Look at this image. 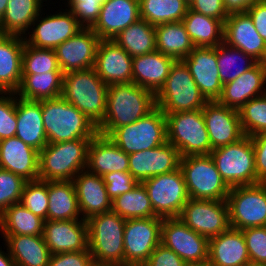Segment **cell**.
Instances as JSON below:
<instances>
[{"label": "cell", "instance_id": "cell-1", "mask_svg": "<svg viewBox=\"0 0 266 266\" xmlns=\"http://www.w3.org/2000/svg\"><path fill=\"white\" fill-rule=\"evenodd\" d=\"M156 107L155 94L133 82L108 86L107 108L98 133L107 135L112 129L136 122Z\"/></svg>", "mask_w": 266, "mask_h": 266}, {"label": "cell", "instance_id": "cell-2", "mask_svg": "<svg viewBox=\"0 0 266 266\" xmlns=\"http://www.w3.org/2000/svg\"><path fill=\"white\" fill-rule=\"evenodd\" d=\"M40 102L48 144L92 139L98 133L97 126L62 96Z\"/></svg>", "mask_w": 266, "mask_h": 266}, {"label": "cell", "instance_id": "cell-3", "mask_svg": "<svg viewBox=\"0 0 266 266\" xmlns=\"http://www.w3.org/2000/svg\"><path fill=\"white\" fill-rule=\"evenodd\" d=\"M107 91L108 86L99 78L94 67L63 74L61 96L97 127L106 113Z\"/></svg>", "mask_w": 266, "mask_h": 266}, {"label": "cell", "instance_id": "cell-4", "mask_svg": "<svg viewBox=\"0 0 266 266\" xmlns=\"http://www.w3.org/2000/svg\"><path fill=\"white\" fill-rule=\"evenodd\" d=\"M88 249L95 265L124 266L123 235L126 220L108 211L86 220Z\"/></svg>", "mask_w": 266, "mask_h": 266}, {"label": "cell", "instance_id": "cell-5", "mask_svg": "<svg viewBox=\"0 0 266 266\" xmlns=\"http://www.w3.org/2000/svg\"><path fill=\"white\" fill-rule=\"evenodd\" d=\"M92 139H75L47 144L39 152V180L72 181L87 168Z\"/></svg>", "mask_w": 266, "mask_h": 266}, {"label": "cell", "instance_id": "cell-6", "mask_svg": "<svg viewBox=\"0 0 266 266\" xmlns=\"http://www.w3.org/2000/svg\"><path fill=\"white\" fill-rule=\"evenodd\" d=\"M155 97L156 106L164 114L203 109L208 102L183 60H176L173 63L164 86Z\"/></svg>", "mask_w": 266, "mask_h": 266}, {"label": "cell", "instance_id": "cell-7", "mask_svg": "<svg viewBox=\"0 0 266 266\" xmlns=\"http://www.w3.org/2000/svg\"><path fill=\"white\" fill-rule=\"evenodd\" d=\"M190 199L226 200L230 187L225 183L210 155H188L180 158Z\"/></svg>", "mask_w": 266, "mask_h": 266}, {"label": "cell", "instance_id": "cell-8", "mask_svg": "<svg viewBox=\"0 0 266 266\" xmlns=\"http://www.w3.org/2000/svg\"><path fill=\"white\" fill-rule=\"evenodd\" d=\"M106 136L128 155L156 148L167 142L165 114L156 106L146 116L114 128Z\"/></svg>", "mask_w": 266, "mask_h": 266}, {"label": "cell", "instance_id": "cell-9", "mask_svg": "<svg viewBox=\"0 0 266 266\" xmlns=\"http://www.w3.org/2000/svg\"><path fill=\"white\" fill-rule=\"evenodd\" d=\"M167 141L181 157L210 155L212 151L202 109L165 114Z\"/></svg>", "mask_w": 266, "mask_h": 266}, {"label": "cell", "instance_id": "cell-10", "mask_svg": "<svg viewBox=\"0 0 266 266\" xmlns=\"http://www.w3.org/2000/svg\"><path fill=\"white\" fill-rule=\"evenodd\" d=\"M210 156L230 188L260 183L257 180L250 136L245 135L235 143L214 149L210 152Z\"/></svg>", "mask_w": 266, "mask_h": 266}, {"label": "cell", "instance_id": "cell-11", "mask_svg": "<svg viewBox=\"0 0 266 266\" xmlns=\"http://www.w3.org/2000/svg\"><path fill=\"white\" fill-rule=\"evenodd\" d=\"M226 201L231 228L266 226V183L232 187Z\"/></svg>", "mask_w": 266, "mask_h": 266}, {"label": "cell", "instance_id": "cell-12", "mask_svg": "<svg viewBox=\"0 0 266 266\" xmlns=\"http://www.w3.org/2000/svg\"><path fill=\"white\" fill-rule=\"evenodd\" d=\"M142 183L148 192L154 213L158 217H179L190 199L180 168L153 176Z\"/></svg>", "mask_w": 266, "mask_h": 266}, {"label": "cell", "instance_id": "cell-13", "mask_svg": "<svg viewBox=\"0 0 266 266\" xmlns=\"http://www.w3.org/2000/svg\"><path fill=\"white\" fill-rule=\"evenodd\" d=\"M161 243L189 266H207L209 239L189 228L179 217L163 218Z\"/></svg>", "mask_w": 266, "mask_h": 266}, {"label": "cell", "instance_id": "cell-14", "mask_svg": "<svg viewBox=\"0 0 266 266\" xmlns=\"http://www.w3.org/2000/svg\"><path fill=\"white\" fill-rule=\"evenodd\" d=\"M163 218L127 219L124 228V266H143L161 243Z\"/></svg>", "mask_w": 266, "mask_h": 266}, {"label": "cell", "instance_id": "cell-15", "mask_svg": "<svg viewBox=\"0 0 266 266\" xmlns=\"http://www.w3.org/2000/svg\"><path fill=\"white\" fill-rule=\"evenodd\" d=\"M179 219L189 228L210 239L230 228L226 200L189 199Z\"/></svg>", "mask_w": 266, "mask_h": 266}, {"label": "cell", "instance_id": "cell-16", "mask_svg": "<svg viewBox=\"0 0 266 266\" xmlns=\"http://www.w3.org/2000/svg\"><path fill=\"white\" fill-rule=\"evenodd\" d=\"M42 15L31 24L33 32L24 38L26 44L36 48L55 49L84 28L67 8L65 12L63 9L53 15Z\"/></svg>", "mask_w": 266, "mask_h": 266}, {"label": "cell", "instance_id": "cell-17", "mask_svg": "<svg viewBox=\"0 0 266 266\" xmlns=\"http://www.w3.org/2000/svg\"><path fill=\"white\" fill-rule=\"evenodd\" d=\"M100 40L91 28H83L58 45L54 51L63 74L94 67Z\"/></svg>", "mask_w": 266, "mask_h": 266}, {"label": "cell", "instance_id": "cell-18", "mask_svg": "<svg viewBox=\"0 0 266 266\" xmlns=\"http://www.w3.org/2000/svg\"><path fill=\"white\" fill-rule=\"evenodd\" d=\"M212 150L235 143L245 135L238 110L208 101L202 109Z\"/></svg>", "mask_w": 266, "mask_h": 266}, {"label": "cell", "instance_id": "cell-19", "mask_svg": "<svg viewBox=\"0 0 266 266\" xmlns=\"http://www.w3.org/2000/svg\"><path fill=\"white\" fill-rule=\"evenodd\" d=\"M223 42L242 50L258 62L266 63V42L247 12H233L224 22Z\"/></svg>", "mask_w": 266, "mask_h": 266}, {"label": "cell", "instance_id": "cell-20", "mask_svg": "<svg viewBox=\"0 0 266 266\" xmlns=\"http://www.w3.org/2000/svg\"><path fill=\"white\" fill-rule=\"evenodd\" d=\"M128 158L129 172L137 182L142 183L153 176L178 169L181 156L167 141L156 148L129 154Z\"/></svg>", "mask_w": 266, "mask_h": 266}, {"label": "cell", "instance_id": "cell-21", "mask_svg": "<svg viewBox=\"0 0 266 266\" xmlns=\"http://www.w3.org/2000/svg\"><path fill=\"white\" fill-rule=\"evenodd\" d=\"M207 101H217L223 90L216 58V47H195L183 59Z\"/></svg>", "mask_w": 266, "mask_h": 266}, {"label": "cell", "instance_id": "cell-22", "mask_svg": "<svg viewBox=\"0 0 266 266\" xmlns=\"http://www.w3.org/2000/svg\"><path fill=\"white\" fill-rule=\"evenodd\" d=\"M43 237L51 254L88 249V229L84 219L44 221Z\"/></svg>", "mask_w": 266, "mask_h": 266}, {"label": "cell", "instance_id": "cell-23", "mask_svg": "<svg viewBox=\"0 0 266 266\" xmlns=\"http://www.w3.org/2000/svg\"><path fill=\"white\" fill-rule=\"evenodd\" d=\"M132 60L121 46L113 40H100L94 69L103 82L109 86L132 82Z\"/></svg>", "mask_w": 266, "mask_h": 266}, {"label": "cell", "instance_id": "cell-24", "mask_svg": "<svg viewBox=\"0 0 266 266\" xmlns=\"http://www.w3.org/2000/svg\"><path fill=\"white\" fill-rule=\"evenodd\" d=\"M139 19V0H105L91 29L101 40H113Z\"/></svg>", "mask_w": 266, "mask_h": 266}, {"label": "cell", "instance_id": "cell-25", "mask_svg": "<svg viewBox=\"0 0 266 266\" xmlns=\"http://www.w3.org/2000/svg\"><path fill=\"white\" fill-rule=\"evenodd\" d=\"M265 88L266 63L258 62L235 80L224 84L217 101L221 105L239 110L249 100L266 94Z\"/></svg>", "mask_w": 266, "mask_h": 266}, {"label": "cell", "instance_id": "cell-26", "mask_svg": "<svg viewBox=\"0 0 266 266\" xmlns=\"http://www.w3.org/2000/svg\"><path fill=\"white\" fill-rule=\"evenodd\" d=\"M72 181L82 219L87 220L91 216L111 211L112 200L106 191L103 177L86 169L80 171Z\"/></svg>", "mask_w": 266, "mask_h": 266}, {"label": "cell", "instance_id": "cell-27", "mask_svg": "<svg viewBox=\"0 0 266 266\" xmlns=\"http://www.w3.org/2000/svg\"><path fill=\"white\" fill-rule=\"evenodd\" d=\"M0 167L26 181L39 179V152L16 136L0 141Z\"/></svg>", "mask_w": 266, "mask_h": 266}, {"label": "cell", "instance_id": "cell-28", "mask_svg": "<svg viewBox=\"0 0 266 266\" xmlns=\"http://www.w3.org/2000/svg\"><path fill=\"white\" fill-rule=\"evenodd\" d=\"M250 263L243 233L229 228L209 239L207 266H246Z\"/></svg>", "mask_w": 266, "mask_h": 266}, {"label": "cell", "instance_id": "cell-29", "mask_svg": "<svg viewBox=\"0 0 266 266\" xmlns=\"http://www.w3.org/2000/svg\"><path fill=\"white\" fill-rule=\"evenodd\" d=\"M86 169L101 177L110 172H129L128 154L107 136L97 133L89 144Z\"/></svg>", "mask_w": 266, "mask_h": 266}, {"label": "cell", "instance_id": "cell-30", "mask_svg": "<svg viewBox=\"0 0 266 266\" xmlns=\"http://www.w3.org/2000/svg\"><path fill=\"white\" fill-rule=\"evenodd\" d=\"M176 60L159 51L133 57L132 82L155 95L164 86Z\"/></svg>", "mask_w": 266, "mask_h": 266}, {"label": "cell", "instance_id": "cell-31", "mask_svg": "<svg viewBox=\"0 0 266 266\" xmlns=\"http://www.w3.org/2000/svg\"><path fill=\"white\" fill-rule=\"evenodd\" d=\"M17 129L15 136L40 152L48 144L41 102L16 97Z\"/></svg>", "mask_w": 266, "mask_h": 266}, {"label": "cell", "instance_id": "cell-32", "mask_svg": "<svg viewBox=\"0 0 266 266\" xmlns=\"http://www.w3.org/2000/svg\"><path fill=\"white\" fill-rule=\"evenodd\" d=\"M25 40L0 34V91L16 93L22 81V53Z\"/></svg>", "mask_w": 266, "mask_h": 266}, {"label": "cell", "instance_id": "cell-33", "mask_svg": "<svg viewBox=\"0 0 266 266\" xmlns=\"http://www.w3.org/2000/svg\"><path fill=\"white\" fill-rule=\"evenodd\" d=\"M16 266H47L50 250L43 235H2Z\"/></svg>", "mask_w": 266, "mask_h": 266}, {"label": "cell", "instance_id": "cell-34", "mask_svg": "<svg viewBox=\"0 0 266 266\" xmlns=\"http://www.w3.org/2000/svg\"><path fill=\"white\" fill-rule=\"evenodd\" d=\"M43 1L47 0H9L0 21V34L25 38L31 24L43 10Z\"/></svg>", "mask_w": 266, "mask_h": 266}, {"label": "cell", "instance_id": "cell-35", "mask_svg": "<svg viewBox=\"0 0 266 266\" xmlns=\"http://www.w3.org/2000/svg\"><path fill=\"white\" fill-rule=\"evenodd\" d=\"M47 220H76L81 216L73 181H48Z\"/></svg>", "mask_w": 266, "mask_h": 266}, {"label": "cell", "instance_id": "cell-36", "mask_svg": "<svg viewBox=\"0 0 266 266\" xmlns=\"http://www.w3.org/2000/svg\"><path fill=\"white\" fill-rule=\"evenodd\" d=\"M156 50L175 60H183L195 48L182 21L155 26Z\"/></svg>", "mask_w": 266, "mask_h": 266}, {"label": "cell", "instance_id": "cell-37", "mask_svg": "<svg viewBox=\"0 0 266 266\" xmlns=\"http://www.w3.org/2000/svg\"><path fill=\"white\" fill-rule=\"evenodd\" d=\"M182 22L195 47H216L223 43L224 23L188 9Z\"/></svg>", "mask_w": 266, "mask_h": 266}, {"label": "cell", "instance_id": "cell-38", "mask_svg": "<svg viewBox=\"0 0 266 266\" xmlns=\"http://www.w3.org/2000/svg\"><path fill=\"white\" fill-rule=\"evenodd\" d=\"M62 85L63 72L22 75V81L16 95L31 101L53 99L61 96Z\"/></svg>", "mask_w": 266, "mask_h": 266}, {"label": "cell", "instance_id": "cell-39", "mask_svg": "<svg viewBox=\"0 0 266 266\" xmlns=\"http://www.w3.org/2000/svg\"><path fill=\"white\" fill-rule=\"evenodd\" d=\"M131 57L156 50L155 26L139 19L122 30L114 39Z\"/></svg>", "mask_w": 266, "mask_h": 266}, {"label": "cell", "instance_id": "cell-40", "mask_svg": "<svg viewBox=\"0 0 266 266\" xmlns=\"http://www.w3.org/2000/svg\"><path fill=\"white\" fill-rule=\"evenodd\" d=\"M44 220L21 203H15L0 215L2 235H43Z\"/></svg>", "mask_w": 266, "mask_h": 266}, {"label": "cell", "instance_id": "cell-41", "mask_svg": "<svg viewBox=\"0 0 266 266\" xmlns=\"http://www.w3.org/2000/svg\"><path fill=\"white\" fill-rule=\"evenodd\" d=\"M140 18L151 25L180 22L189 4L184 0H139Z\"/></svg>", "mask_w": 266, "mask_h": 266}, {"label": "cell", "instance_id": "cell-42", "mask_svg": "<svg viewBox=\"0 0 266 266\" xmlns=\"http://www.w3.org/2000/svg\"><path fill=\"white\" fill-rule=\"evenodd\" d=\"M111 210L125 220L157 216L145 186L139 182L132 190L116 197Z\"/></svg>", "mask_w": 266, "mask_h": 266}, {"label": "cell", "instance_id": "cell-43", "mask_svg": "<svg viewBox=\"0 0 266 266\" xmlns=\"http://www.w3.org/2000/svg\"><path fill=\"white\" fill-rule=\"evenodd\" d=\"M216 58L223 85L235 80L258 63L252 56L224 42L216 46Z\"/></svg>", "mask_w": 266, "mask_h": 266}, {"label": "cell", "instance_id": "cell-44", "mask_svg": "<svg viewBox=\"0 0 266 266\" xmlns=\"http://www.w3.org/2000/svg\"><path fill=\"white\" fill-rule=\"evenodd\" d=\"M22 64V75L62 72L54 49L36 48L26 43L22 53Z\"/></svg>", "mask_w": 266, "mask_h": 266}, {"label": "cell", "instance_id": "cell-45", "mask_svg": "<svg viewBox=\"0 0 266 266\" xmlns=\"http://www.w3.org/2000/svg\"><path fill=\"white\" fill-rule=\"evenodd\" d=\"M238 113L244 135L266 132V94L249 100Z\"/></svg>", "mask_w": 266, "mask_h": 266}, {"label": "cell", "instance_id": "cell-46", "mask_svg": "<svg viewBox=\"0 0 266 266\" xmlns=\"http://www.w3.org/2000/svg\"><path fill=\"white\" fill-rule=\"evenodd\" d=\"M20 203L36 216L47 220L49 206L48 181H27L21 194Z\"/></svg>", "mask_w": 266, "mask_h": 266}, {"label": "cell", "instance_id": "cell-47", "mask_svg": "<svg viewBox=\"0 0 266 266\" xmlns=\"http://www.w3.org/2000/svg\"><path fill=\"white\" fill-rule=\"evenodd\" d=\"M26 182L21 176L0 168V215L9 206L20 203Z\"/></svg>", "mask_w": 266, "mask_h": 266}, {"label": "cell", "instance_id": "cell-48", "mask_svg": "<svg viewBox=\"0 0 266 266\" xmlns=\"http://www.w3.org/2000/svg\"><path fill=\"white\" fill-rule=\"evenodd\" d=\"M16 96V93H0V141L16 134Z\"/></svg>", "mask_w": 266, "mask_h": 266}, {"label": "cell", "instance_id": "cell-49", "mask_svg": "<svg viewBox=\"0 0 266 266\" xmlns=\"http://www.w3.org/2000/svg\"><path fill=\"white\" fill-rule=\"evenodd\" d=\"M251 263L266 264V226L241 230Z\"/></svg>", "mask_w": 266, "mask_h": 266}, {"label": "cell", "instance_id": "cell-50", "mask_svg": "<svg viewBox=\"0 0 266 266\" xmlns=\"http://www.w3.org/2000/svg\"><path fill=\"white\" fill-rule=\"evenodd\" d=\"M68 10L84 27L91 28L98 20L105 0H67Z\"/></svg>", "mask_w": 266, "mask_h": 266}, {"label": "cell", "instance_id": "cell-51", "mask_svg": "<svg viewBox=\"0 0 266 266\" xmlns=\"http://www.w3.org/2000/svg\"><path fill=\"white\" fill-rule=\"evenodd\" d=\"M102 177L108 196L112 201L116 197L132 190L138 183L130 172H110Z\"/></svg>", "mask_w": 266, "mask_h": 266}, {"label": "cell", "instance_id": "cell-52", "mask_svg": "<svg viewBox=\"0 0 266 266\" xmlns=\"http://www.w3.org/2000/svg\"><path fill=\"white\" fill-rule=\"evenodd\" d=\"M47 266H95V264L91 252L82 250L79 252L51 254Z\"/></svg>", "mask_w": 266, "mask_h": 266}, {"label": "cell", "instance_id": "cell-53", "mask_svg": "<svg viewBox=\"0 0 266 266\" xmlns=\"http://www.w3.org/2000/svg\"><path fill=\"white\" fill-rule=\"evenodd\" d=\"M189 9L208 17L221 20L223 23L229 16L223 0H193Z\"/></svg>", "mask_w": 266, "mask_h": 266}, {"label": "cell", "instance_id": "cell-54", "mask_svg": "<svg viewBox=\"0 0 266 266\" xmlns=\"http://www.w3.org/2000/svg\"><path fill=\"white\" fill-rule=\"evenodd\" d=\"M143 266H189L174 251L160 243Z\"/></svg>", "mask_w": 266, "mask_h": 266}, {"label": "cell", "instance_id": "cell-55", "mask_svg": "<svg viewBox=\"0 0 266 266\" xmlns=\"http://www.w3.org/2000/svg\"><path fill=\"white\" fill-rule=\"evenodd\" d=\"M257 180L266 183V132L251 136Z\"/></svg>", "mask_w": 266, "mask_h": 266}, {"label": "cell", "instance_id": "cell-56", "mask_svg": "<svg viewBox=\"0 0 266 266\" xmlns=\"http://www.w3.org/2000/svg\"><path fill=\"white\" fill-rule=\"evenodd\" d=\"M246 12L250 15L256 30L266 42V0L256 2Z\"/></svg>", "mask_w": 266, "mask_h": 266}, {"label": "cell", "instance_id": "cell-57", "mask_svg": "<svg viewBox=\"0 0 266 266\" xmlns=\"http://www.w3.org/2000/svg\"><path fill=\"white\" fill-rule=\"evenodd\" d=\"M261 0H223L228 13L246 12V10L256 2Z\"/></svg>", "mask_w": 266, "mask_h": 266}, {"label": "cell", "instance_id": "cell-58", "mask_svg": "<svg viewBox=\"0 0 266 266\" xmlns=\"http://www.w3.org/2000/svg\"><path fill=\"white\" fill-rule=\"evenodd\" d=\"M6 252L0 249V266H16L14 260L10 256L8 248Z\"/></svg>", "mask_w": 266, "mask_h": 266}, {"label": "cell", "instance_id": "cell-59", "mask_svg": "<svg viewBox=\"0 0 266 266\" xmlns=\"http://www.w3.org/2000/svg\"><path fill=\"white\" fill-rule=\"evenodd\" d=\"M9 0H0V21L2 20Z\"/></svg>", "mask_w": 266, "mask_h": 266}, {"label": "cell", "instance_id": "cell-60", "mask_svg": "<svg viewBox=\"0 0 266 266\" xmlns=\"http://www.w3.org/2000/svg\"><path fill=\"white\" fill-rule=\"evenodd\" d=\"M246 266H266V264H256V263H249Z\"/></svg>", "mask_w": 266, "mask_h": 266}, {"label": "cell", "instance_id": "cell-61", "mask_svg": "<svg viewBox=\"0 0 266 266\" xmlns=\"http://www.w3.org/2000/svg\"><path fill=\"white\" fill-rule=\"evenodd\" d=\"M186 1L188 4H190L193 0H184Z\"/></svg>", "mask_w": 266, "mask_h": 266}]
</instances>
